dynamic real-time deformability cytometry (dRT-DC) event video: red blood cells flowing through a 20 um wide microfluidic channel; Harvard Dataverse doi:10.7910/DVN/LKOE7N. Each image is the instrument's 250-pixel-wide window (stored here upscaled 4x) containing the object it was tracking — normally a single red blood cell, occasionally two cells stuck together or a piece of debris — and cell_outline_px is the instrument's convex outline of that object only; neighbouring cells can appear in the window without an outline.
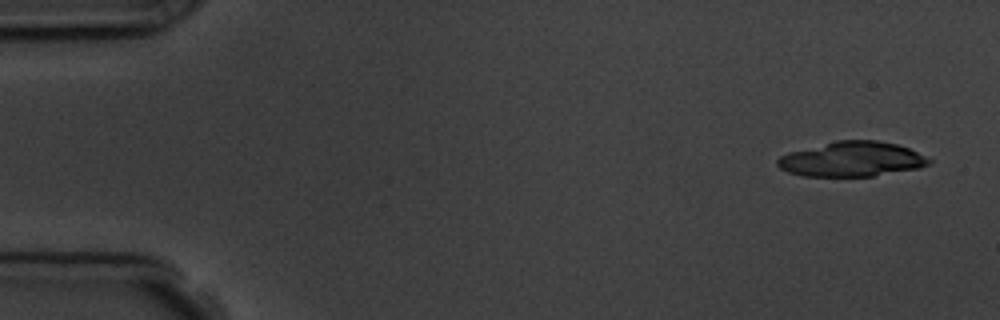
{"species": "common noctule bat (a hibernating species)", "species_latin": "Nyctalus noctula", "temperature_condition": "room temperature", "stored_images_in_passage": 5, "camera_frame_rate_fps": 3000, "um_per_image_px": 0.085, "animal": {"sex": "male", "body_mass_g": 19.5, "forearm_length_mm": 54.6}, "frame": {"image": 1, "passage_image": 1, "time_ms": 0.0, "image_size_px": [1000, 320], "cell_outline_px": [[932, 160], [928, 164], [920, 168], [872, 176], [800, 176], [788, 172], [780, 168], [776, 164], [776, 160], [780, 156], [788, 152], [836, 140], [876, 140], [896, 144], [908, 148]], "centroid_in_image_um": [72.36, 13.53], "position_along_channel_um": 12.6, "area_um2": 30.75}}